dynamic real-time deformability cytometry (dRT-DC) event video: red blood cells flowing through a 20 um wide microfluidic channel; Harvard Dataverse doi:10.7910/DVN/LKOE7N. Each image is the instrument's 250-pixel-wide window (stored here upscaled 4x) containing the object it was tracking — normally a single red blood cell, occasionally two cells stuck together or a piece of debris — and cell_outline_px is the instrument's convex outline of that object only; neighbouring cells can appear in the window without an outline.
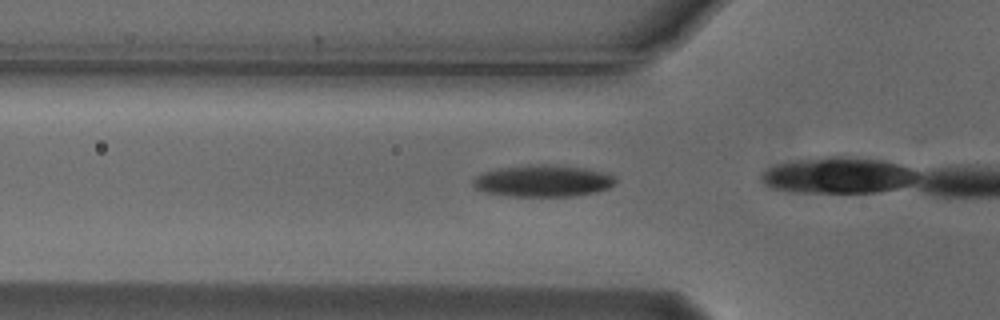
{"species": "Egyptian fruit bat (a non-hibernating species)", "species_latin": "Rousettus aegyptiacus", "temperature_condition": "cold", "stored_images_in_passage": 14, "camera_frame_rate_fps": 3000, "um_per_image_px": 0.085, "animal": {"sex": "male"}, "frame": {"image": 1, "passage_image": 12, "time_ms": 3.667, "image_size_px": [1000, 320], "cell_outline_px": [[616, 184], [608, 188], [596, 192], [572, 196], [512, 196], [484, 192], [476, 188], [472, 184], [472, 180], [476, 176], [484, 172], [496, 168], [528, 164], [552, 164], [588, 168], [608, 172], [616, 180]], "centroid_in_image_um": [46.17, 15.36], "position_along_channel_um": 79.6, "area_um2": 26.76}}